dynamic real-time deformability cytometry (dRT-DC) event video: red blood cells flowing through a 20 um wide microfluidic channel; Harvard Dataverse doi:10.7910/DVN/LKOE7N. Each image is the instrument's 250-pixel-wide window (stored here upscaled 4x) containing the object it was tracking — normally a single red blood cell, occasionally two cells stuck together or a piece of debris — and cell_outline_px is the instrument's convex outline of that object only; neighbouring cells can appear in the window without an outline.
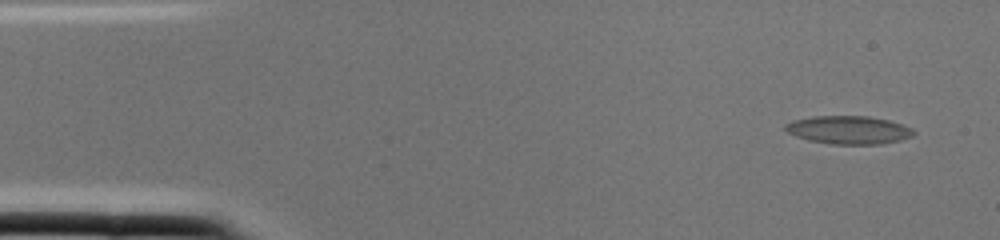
{"species": "common noctule bat (a hibernating species)", "species_latin": "Nyctalus noctula", "temperature_condition": "cold", "stored_images_in_passage": 2, "camera_frame_rate_fps": 3000, "um_per_image_px": 0.085, "animal": {"sex": "female", "body_mass_g": 22.0, "forearm_length_mm": 56.7}, "frame": {"image": 1, "passage_image": 1, "time_ms": 0.0, "image_size_px": [1000, 240], "cell_outline_px": [[916, 132], [912, 136], [900, 140], [880, 144], [832, 144], [808, 140], [796, 136], [788, 132], [784, 128], [784, 124], [792, 120], [812, 116], [868, 116], [888, 120], [912, 128]], "centroid_in_image_um": [72.11, 11.04], "position_along_channel_um": 12.9, "area_um2": 21.04}}
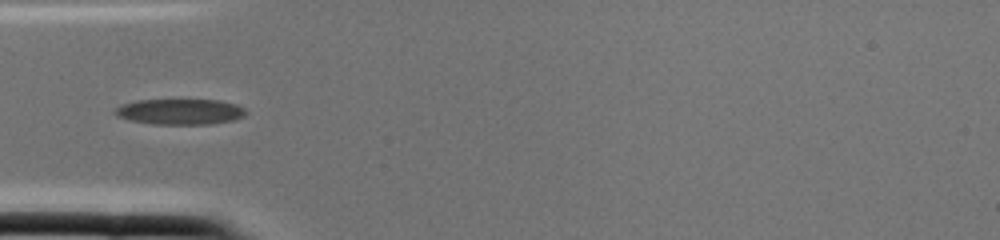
{"frame": {"image": 2, "passage_image": 2, "time_ms": 0.333, "image_size_px": [1000, 240], "cell_outline_px": [[248, 112], [244, 116], [236, 120], [212, 124], [152, 124], [128, 120], [116, 116], [112, 112], [120, 104], [136, 100], [220, 100], [236, 104], [244, 108]], "centroid_in_image_um": [15.3, 9.5], "position_along_channel_um": 69.7, "area_um2": 19.88}}